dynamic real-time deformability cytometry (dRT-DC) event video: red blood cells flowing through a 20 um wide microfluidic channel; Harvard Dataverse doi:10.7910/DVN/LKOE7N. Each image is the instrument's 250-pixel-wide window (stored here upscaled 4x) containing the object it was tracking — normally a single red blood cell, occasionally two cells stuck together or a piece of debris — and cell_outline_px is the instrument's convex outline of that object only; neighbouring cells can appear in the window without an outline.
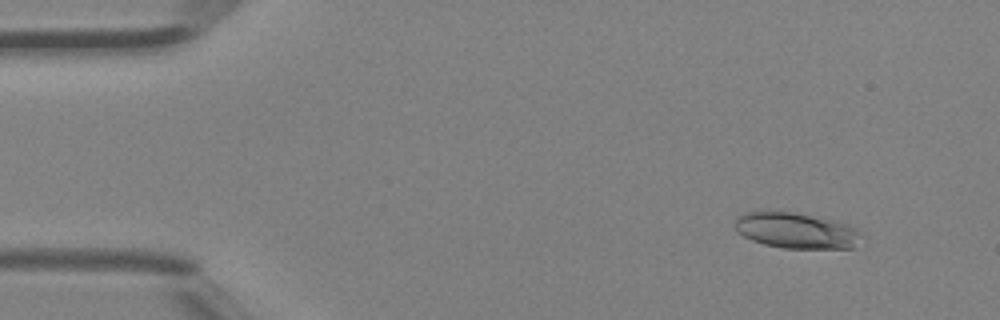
{"species": "Egyptian fruit bat (a non-hibernating species)", "species_latin": "Rousettus aegyptiacus", "temperature_condition": "room temperature", "stored_images_in_passage": 46, "camera_frame_rate_fps": 3000, "um_per_image_px": 0.085, "animal": {"sex": "female"}, "frame": {"image": 1, "passage_image": 5, "time_ms": 1.333, "image_size_px": [1000, 320], "cell_outline_px": [[864, 236], [852, 248], [784, 248], [764, 244], [752, 240], [736, 232], [736, 216], [744, 212], [792, 212], [836, 220], [848, 224], [856, 228]], "centroid_in_image_um": [67.71, 19.6], "position_along_channel_um": 17.3, "area_um2": 26.36}}
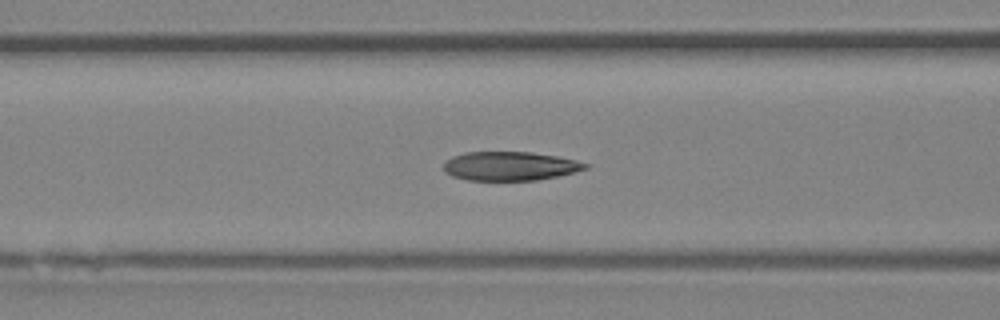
{"frame": {"image": 2, "passage_image": 19, "time_ms": 6.0, "image_size_px": [1000, 320], "cell_outline_px": [[588, 168], [556, 176], [536, 180], [468, 180], [452, 176], [444, 172], [444, 164], [452, 156], [464, 152], [532, 152], [556, 156], [576, 160], [588, 164]], "centroid_in_image_um": [43.32, 14.11], "position_along_channel_um": 123.3, "area_um2": 23.7}}
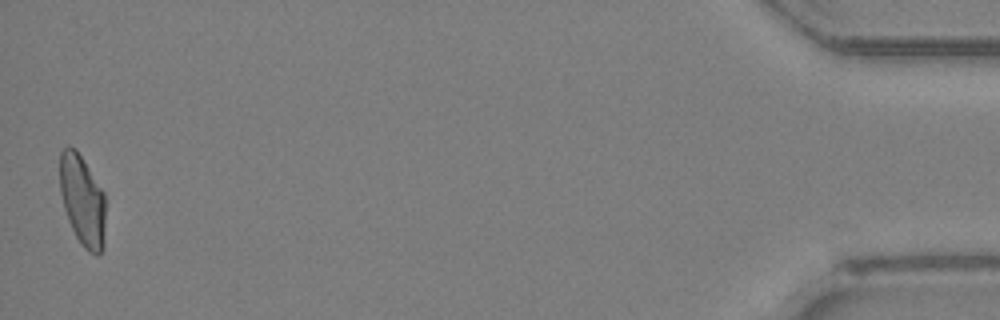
{"frame": {"image": 3, "passage_image": 46, "time_ms": 15.0, "image_size_px": [1000, 320], "cell_outline_px": [[104, 248], [96, 256], [88, 252], [80, 244], [68, 220], [64, 208], [60, 192], [60, 152], [64, 148], [76, 148], [104, 192]], "centroid_in_image_um": [7.0, 17.06], "position_along_channel_um": 428.2, "area_um2": 24.1}, "authors_computed_cell_mechanics": {"area_um2": 24.7095, "velocity_mm_per_s": 4.4595, "shape_relaxation_time_tau1_ms": 9.0607, "shape_relaxation_time_tau2_ms": 1.735, "deformation_change_tau1": 0.2614, "deformation_change_tau2": 0.0857}}